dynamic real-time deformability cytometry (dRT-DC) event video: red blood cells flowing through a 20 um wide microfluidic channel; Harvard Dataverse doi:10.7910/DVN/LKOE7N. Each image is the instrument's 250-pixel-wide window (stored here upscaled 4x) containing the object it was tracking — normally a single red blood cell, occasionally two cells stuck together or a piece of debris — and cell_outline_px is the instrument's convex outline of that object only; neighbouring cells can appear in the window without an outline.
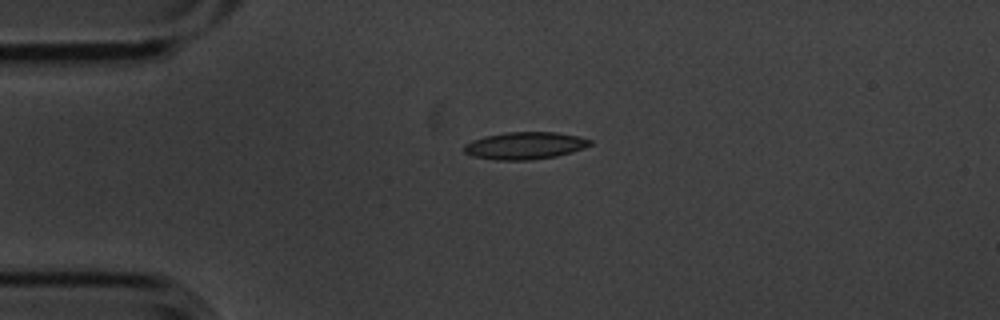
{"species": "common noctule bat (a hibernating species)", "species_latin": "Nyctalus noctula", "temperature_condition": "cold", "stored_images_in_passage": 5, "camera_frame_rate_fps": 3000, "um_per_image_px": 0.085, "animal": {"sex": "male", "body_mass_g": 20.1, "forearm_length_mm": 53.5}, "frame": {"image": 1, "passage_image": 5, "time_ms": 1.333, "image_size_px": [1000, 320], "cell_outline_px": [[592, 144], [584, 148], [572, 152], [556, 156], [528, 160], [496, 160], [472, 156], [464, 152], [464, 144], [472, 140], [484, 136], [508, 132], [556, 132], [576, 136], [592, 140]], "centroid_in_image_um": [44.6, 12.38], "position_along_channel_um": 40.4, "area_um2": 20.0}}